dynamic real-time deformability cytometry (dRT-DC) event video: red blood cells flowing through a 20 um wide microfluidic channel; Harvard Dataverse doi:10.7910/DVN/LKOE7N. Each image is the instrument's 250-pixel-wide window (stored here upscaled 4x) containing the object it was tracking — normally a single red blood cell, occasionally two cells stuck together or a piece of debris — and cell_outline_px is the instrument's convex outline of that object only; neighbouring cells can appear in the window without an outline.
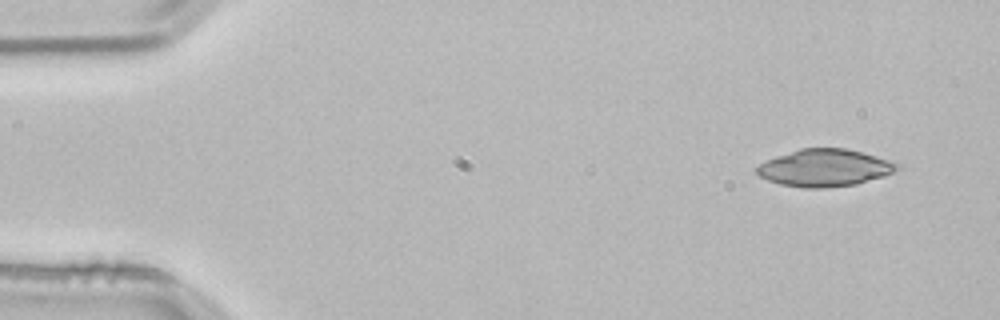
{"species": "common noctule bat (a hibernating species)", "species_latin": "Nyctalus noctula", "temperature_condition": "room temperature", "stored_images_in_passage": 3, "camera_frame_rate_fps": 3000, "um_per_image_px": 0.085, "animal": {"sex": "male", "body_mass_g": 21.5, "forearm_length_mm": 52.0}, "frame": {"image": 1, "passage_image": 1, "time_ms": 0.0, "image_size_px": [1000, 320], "cell_outline_px": [[900, 168], [884, 176], [856, 184], [824, 188], [804, 188], [780, 184], [768, 180], [760, 176], [756, 172], [756, 168], [760, 164], [776, 156], [800, 148], [848, 148], [888, 160], [900, 164]], "centroid_in_image_um": [70.1, 14.27], "position_along_channel_um": 14.9, "area_um2": 30.29}}